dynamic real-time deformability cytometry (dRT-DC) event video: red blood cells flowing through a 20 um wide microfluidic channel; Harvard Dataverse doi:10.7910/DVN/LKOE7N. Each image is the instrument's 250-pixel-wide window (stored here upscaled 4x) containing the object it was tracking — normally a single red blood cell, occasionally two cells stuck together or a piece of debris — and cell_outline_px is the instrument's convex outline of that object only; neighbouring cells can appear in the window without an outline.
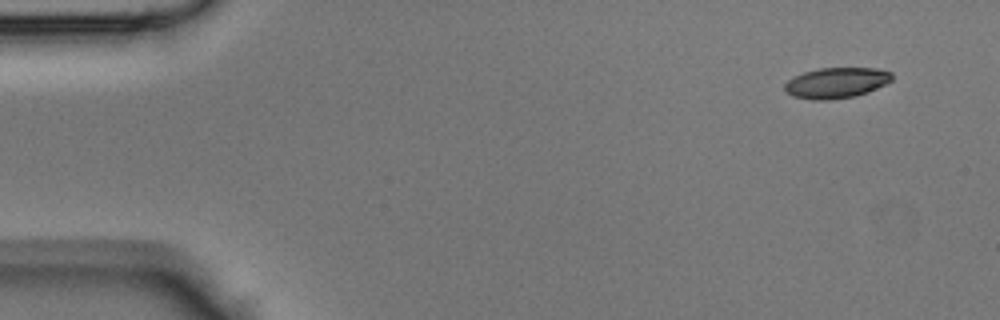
{"species": "Egyptian fruit bat (a non-hibernating species)", "species_latin": "Rousettus aegyptiacus", "temperature_condition": "room temperature", "stored_images_in_passage": 41, "camera_frame_rate_fps": 3000, "um_per_image_px": 0.085, "animal": {"sex": "male"}, "frame": {"image": 1, "passage_image": 1, "time_ms": 0.0, "image_size_px": [1000, 320], "cell_outline_px": [[892, 80], [868, 92], [856, 96], [828, 100], [812, 100], [792, 96], [784, 88], [784, 84], [788, 80], [804, 72], [820, 68], [876, 68], [892, 72]], "centroid_in_image_um": [71.09, 7.04], "position_along_channel_um": 13.9, "area_um2": 19.07}}
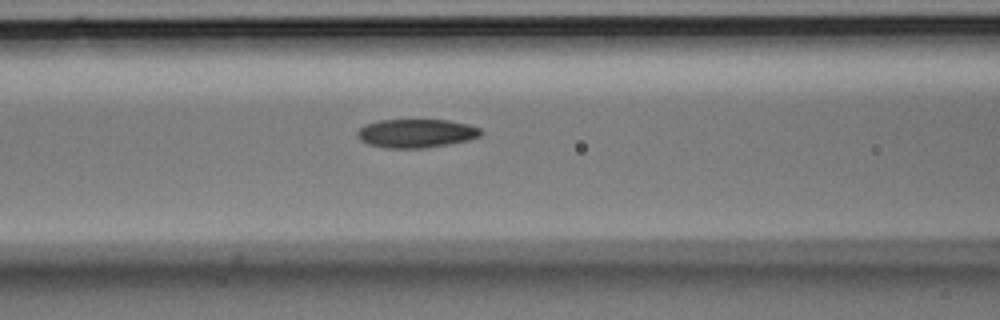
{"frame": {"image": 2, "passage_image": 17, "time_ms": 5.333, "image_size_px": [1000, 320], "cell_outline_px": [[484, 132], [480, 136], [468, 140], [428, 148], [384, 148], [368, 144], [360, 140], [356, 136], [356, 132], [364, 124], [380, 120], [448, 120], [468, 124], [480, 128]], "centroid_in_image_um": [35.36, 11.33], "position_along_channel_um": 131.2, "area_um2": 20.81}}
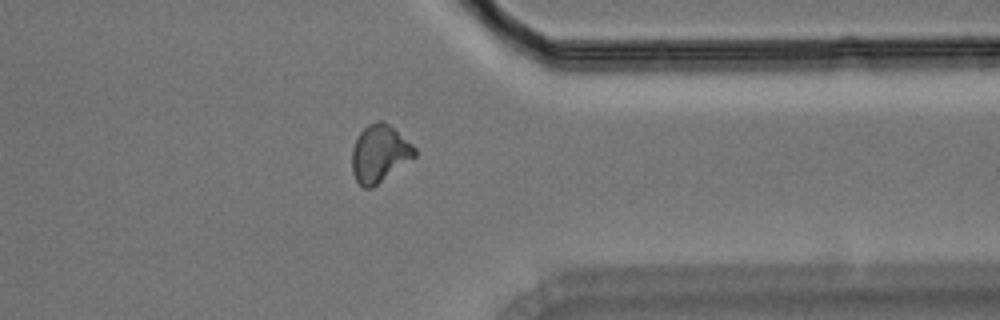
{"frame": {"image": 3, "passage_image": 35, "time_ms": 11.333, "image_size_px": [1000, 320], "cell_outline_px": [[416, 156], [372, 188], [364, 188], [356, 180], [352, 172], [352, 148], [356, 136], [368, 124], [380, 120], [384, 120], [412, 144], [416, 148]], "centroid_in_image_um": [32.24, 13.04], "position_along_channel_um": 379.2, "area_um2": 20.92}}